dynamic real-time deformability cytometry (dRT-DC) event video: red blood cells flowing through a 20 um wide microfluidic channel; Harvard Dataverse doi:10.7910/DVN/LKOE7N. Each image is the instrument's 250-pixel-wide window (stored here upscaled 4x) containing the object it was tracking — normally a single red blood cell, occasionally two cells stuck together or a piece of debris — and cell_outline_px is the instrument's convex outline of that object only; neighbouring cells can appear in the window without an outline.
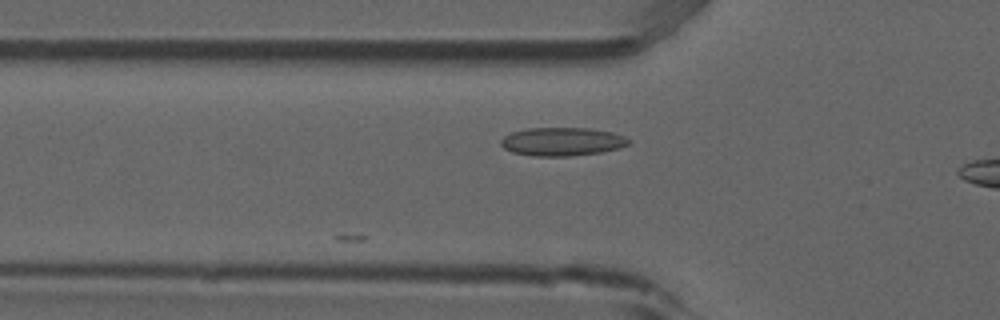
{"species": "common noctule bat (a hibernating species)", "species_latin": "Nyctalus noctula", "temperature_condition": "room temperature", "stored_images_in_passage": 4, "camera_frame_rate_fps": 3000, "um_per_image_px": 0.085, "animal": {"sex": "male", "forearm_length_mm": 52.5}, "frame": {"image": 1, "passage_image": 3, "time_ms": 0.667, "image_size_px": [1000, 320], "cell_outline_px": [[628, 144], [616, 148], [600, 152], [568, 156], [532, 156], [512, 152], [504, 148], [500, 144], [500, 140], [504, 136], [512, 132], [528, 128], [588, 128], [612, 132], [624, 136], [628, 140]], "centroid_in_image_um": [47.72, 12.03], "position_along_channel_um": 78.1, "area_um2": 20.92}}